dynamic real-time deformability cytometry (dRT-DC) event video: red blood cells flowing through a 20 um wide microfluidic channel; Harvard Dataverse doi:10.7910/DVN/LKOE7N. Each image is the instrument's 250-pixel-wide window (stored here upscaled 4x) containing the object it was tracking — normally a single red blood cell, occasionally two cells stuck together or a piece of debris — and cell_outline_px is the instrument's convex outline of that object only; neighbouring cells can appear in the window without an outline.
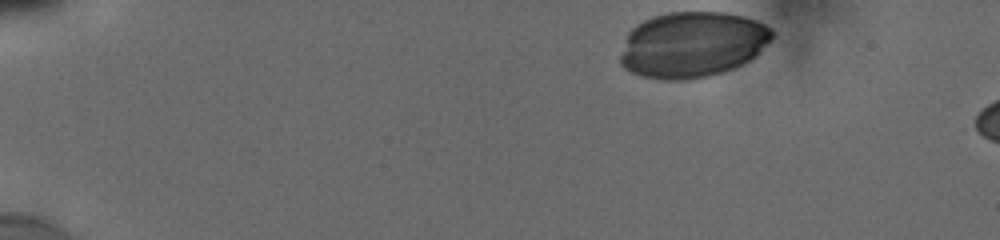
{"species": "human", "species_latin": "Homo sapiens", "temperature_condition": "cold", "stored_images_in_passage": 12, "camera_frame_rate_fps": 3000, "um_per_image_px": 0.085, "donor": {"sex": "male"}, "frame": {"image": 1, "passage_image": 1, "time_ms": 0.0, "image_size_px": [1000, 240], "cell_outline_px": [[772, 36], [756, 56], [744, 64], [724, 72], [708, 76], [688, 80], [660, 80], [640, 76], [624, 68], [620, 64], [620, 56], [628, 32], [636, 24], [644, 20], [668, 12], [724, 12], [756, 20], [764, 24], [772, 32]], "centroid_in_image_um": [58.81, 3.81], "position_along_channel_um": 26.2, "area_um2": 58.2}}